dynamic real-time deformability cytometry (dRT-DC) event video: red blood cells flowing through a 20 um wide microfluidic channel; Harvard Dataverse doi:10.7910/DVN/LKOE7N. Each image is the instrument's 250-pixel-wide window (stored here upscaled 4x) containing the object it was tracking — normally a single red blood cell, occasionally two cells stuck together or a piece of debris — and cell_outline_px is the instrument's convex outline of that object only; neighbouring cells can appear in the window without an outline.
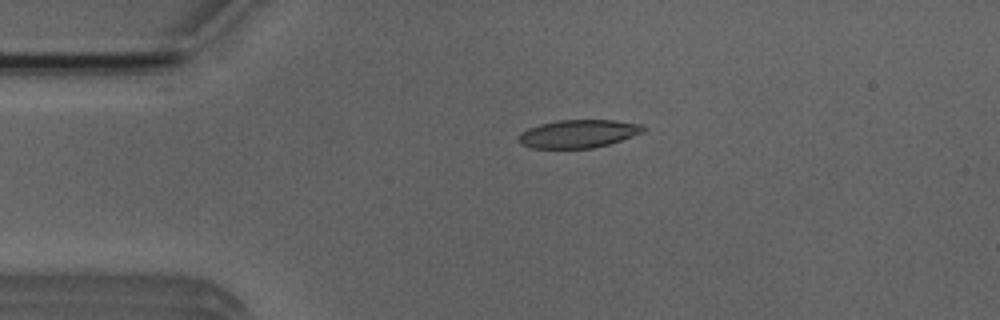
{"species": "Egyptian fruit bat (a non-hibernating species)", "species_latin": "Rousettus aegyptiacus", "temperature_condition": "room temperature", "stored_images_in_passage": 6, "camera_frame_rate_fps": 3000, "um_per_image_px": 0.085, "animal": {"sex": "male"}, "frame": {"image": 1, "passage_image": 4, "time_ms": 3.333, "image_size_px": [1000, 320], "cell_outline_px": [[644, 132], [608, 144], [592, 148], [528, 148], [520, 144], [520, 132], [528, 128], [540, 124], [560, 120], [616, 120], [644, 124]], "centroid_in_image_um": [49.16, 11.36], "position_along_channel_um": 35.8, "area_um2": 20.35}}